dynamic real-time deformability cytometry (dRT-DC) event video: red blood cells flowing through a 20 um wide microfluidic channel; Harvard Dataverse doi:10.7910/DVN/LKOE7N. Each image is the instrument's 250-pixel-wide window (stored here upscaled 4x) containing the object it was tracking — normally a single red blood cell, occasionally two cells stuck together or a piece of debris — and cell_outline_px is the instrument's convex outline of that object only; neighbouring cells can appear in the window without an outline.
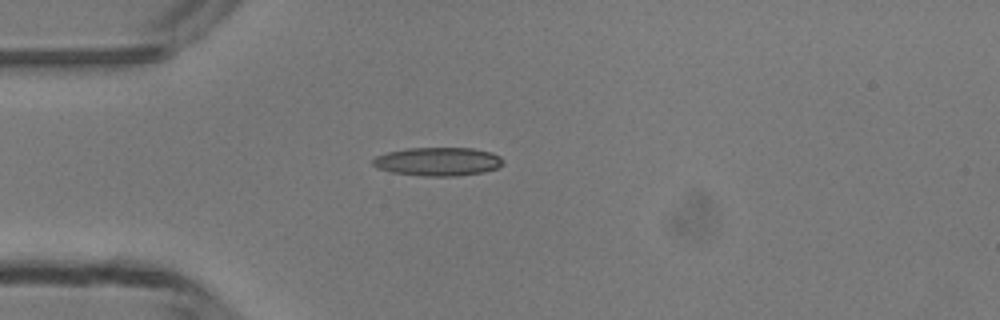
{"species": "common noctule bat (a hibernating species)", "species_latin": "Nyctalus noctula", "temperature_condition": "room temperature", "stored_images_in_passage": 29, "camera_frame_rate_fps": 3000, "um_per_image_px": 0.085, "animal": {"sex": "male", "body_mass_g": 13.3}, "frame": {"image": 1, "passage_image": 2, "time_ms": 0.333, "image_size_px": [1000, 320], "cell_outline_px": [[504, 164], [496, 168], [484, 172], [456, 176], [424, 176], [392, 172], [376, 168], [372, 164], [372, 160], [376, 156], [388, 152], [408, 148], [472, 148], [492, 152], [500, 156], [504, 160]], "centroid_in_image_um": [37.24, 13.73], "position_along_channel_um": 47.8, "area_um2": 21.73}}
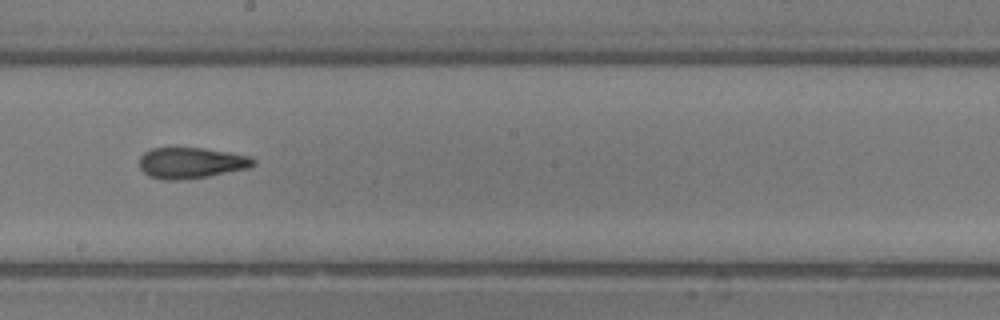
{"frame": {"image": 2, "passage_image": 16, "time_ms": 5.0, "image_size_px": [1000, 320], "cell_outline_px": [[256, 164], [248, 168], [208, 176], [180, 180], [164, 180], [148, 176], [140, 168], [140, 156], [144, 152], [152, 148], [204, 148], [252, 156], [256, 160]], "centroid_in_image_um": [16.26, 13.84], "position_along_channel_um": 231.9, "area_um2": 20.63}}
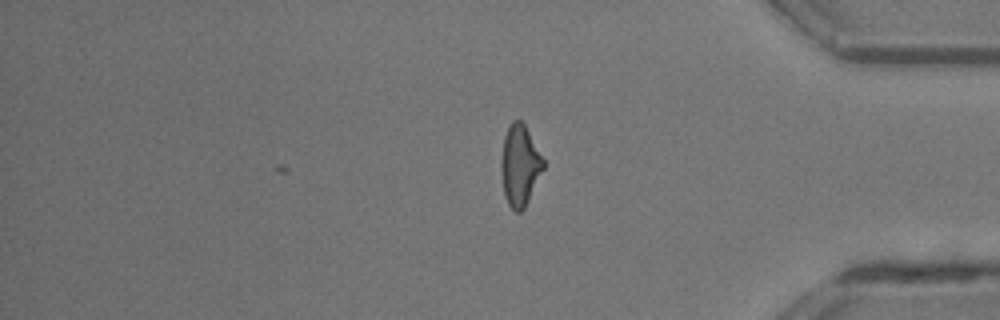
{"frame": {"image": 3, "passage_image": 29, "time_ms": 9.333, "image_size_px": [1000, 320], "cell_outline_px": [[544, 168], [524, 208], [520, 212], [516, 212], [508, 204], [504, 192], [500, 168], [500, 164], [504, 136], [512, 120], [520, 120], [524, 124], [544, 160]], "centroid_in_image_um": [44.17, 14.05], "position_along_channel_um": 391.0, "area_um2": 19.59}, "authors_computed_cell_mechanics": {"area_um2": 20.2878, "velocity_mm_per_s": 4.2271, "shape_relaxation_time_tau1_ms": 5.8216, "shape_relaxation_time_tau2_ms": 2.3515, "deformation_change_tau1": 0.2175, "deformation_change_tau2": 0.1266}}